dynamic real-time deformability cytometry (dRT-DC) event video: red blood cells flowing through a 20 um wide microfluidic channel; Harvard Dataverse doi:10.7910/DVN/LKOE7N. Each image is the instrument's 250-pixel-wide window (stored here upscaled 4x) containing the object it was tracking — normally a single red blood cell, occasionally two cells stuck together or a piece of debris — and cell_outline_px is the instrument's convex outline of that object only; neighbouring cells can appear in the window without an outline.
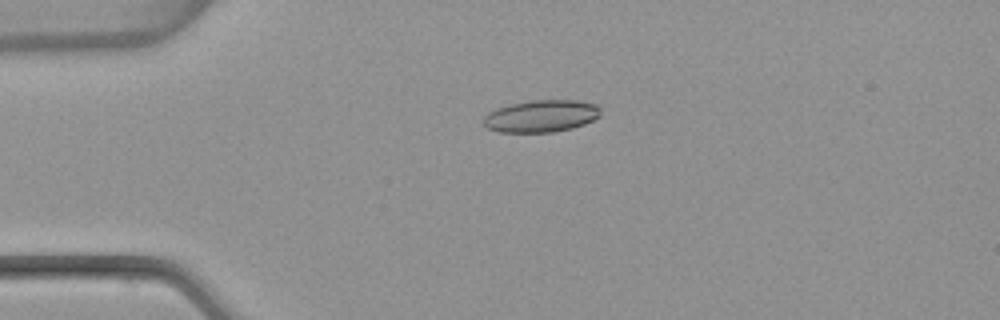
{"species": "common noctule bat (a hibernating species)", "species_latin": "Nyctalus noctula", "temperature_condition": "warm", "stored_images_in_passage": 52, "camera_frame_rate_fps": 3000, "um_per_image_px": 0.085, "animal": {"sex": "female", "body_mass_g": 22.7, "forearm_length_mm": 54.2}, "frame": {"image": 1, "passage_image": 13, "time_ms": 4.0, "image_size_px": [1000, 320], "cell_outline_px": [[600, 116], [584, 124], [572, 128], [552, 132], [500, 132], [488, 128], [484, 124], [484, 116], [488, 112], [496, 108], [508, 104], [532, 100], [576, 100], [596, 104], [600, 108]], "centroid_in_image_um": [45.99, 9.86], "position_along_channel_um": 39.0, "area_um2": 21.96}}
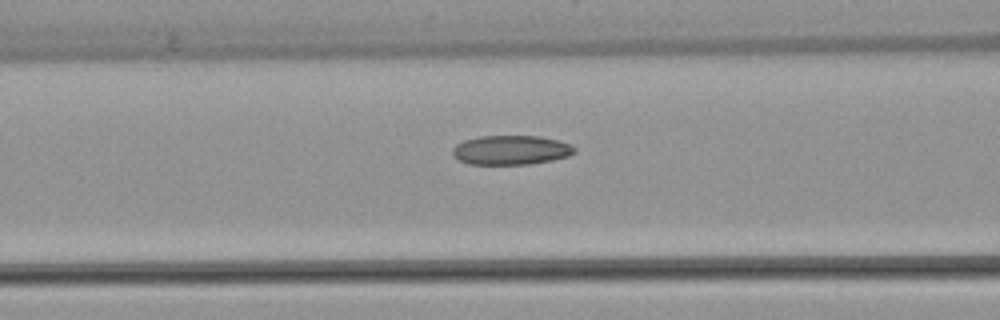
{"frame": {"image": 2, "passage_image": 22, "time_ms": 7.0, "image_size_px": [1000, 320], "cell_outline_px": [[576, 152], [568, 156], [552, 160], [532, 164], [468, 164], [452, 156], [452, 148], [456, 144], [464, 140], [480, 136], [536, 136], [556, 140], [568, 144], [576, 148]], "centroid_in_image_um": [43.4, 12.76], "position_along_channel_um": 123.2, "area_um2": 20.81}}
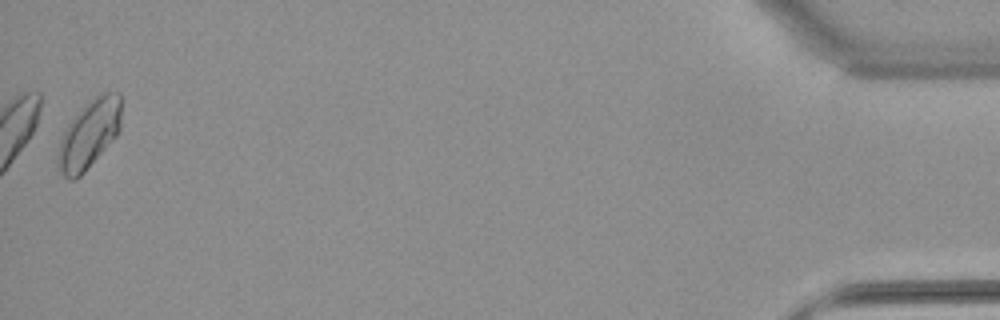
{"frame": {"image": 3, "passage_image": 52, "time_ms": 17.0, "image_size_px": [1000, 320], "cell_outline_px": [[120, 132], [84, 172], [76, 180], [68, 180], [56, 168], [56, 164], [60, 140], [68, 124], [76, 112], [84, 104], [100, 92], [120, 92]], "centroid_in_image_um": [7.56, 11.41], "position_along_channel_um": 427.6, "area_um2": 25.49}, "authors_computed_cell_mechanics": {"area_um2": 21.8484, "velocity_mm_per_s": 3.8472, "shape_relaxation_time_tau1_ms": null, "shape_relaxation_time_tau2_ms": 3.7627, "deformation_change_tau1": null, "deformation_change_tau2": 0.107}}